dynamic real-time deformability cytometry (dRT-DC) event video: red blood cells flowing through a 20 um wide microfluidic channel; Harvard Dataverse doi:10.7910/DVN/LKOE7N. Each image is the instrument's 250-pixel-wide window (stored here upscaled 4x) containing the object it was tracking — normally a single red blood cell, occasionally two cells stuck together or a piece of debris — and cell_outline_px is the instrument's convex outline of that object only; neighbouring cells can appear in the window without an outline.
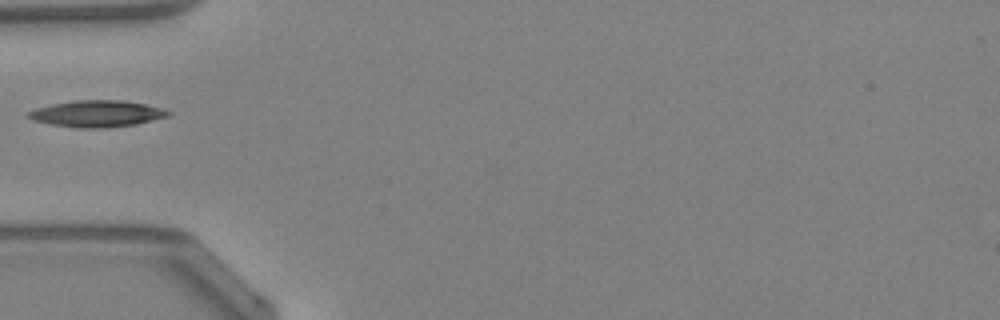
{"species": "Egyptian fruit bat (a non-hibernating species)", "species_latin": "Rousettus aegyptiacus", "temperature_condition": "warm", "stored_images_in_passage": 19, "camera_frame_rate_fps": 3000, "um_per_image_px": 0.085, "animal": {"sex": "female"}, "frame": {"image": 1, "passage_image": 1, "time_ms": 0.0, "image_size_px": [1000, 320], "cell_outline_px": [[172, 112], [168, 116], [136, 124], [108, 128], [76, 128], [52, 124], [32, 120], [28, 116], [28, 112], [36, 108], [52, 104], [72, 100], [124, 100], [144, 104], [160, 108]], "centroid_in_image_um": [8.23, 9.66], "position_along_channel_um": 76.8, "area_um2": 21.56}}